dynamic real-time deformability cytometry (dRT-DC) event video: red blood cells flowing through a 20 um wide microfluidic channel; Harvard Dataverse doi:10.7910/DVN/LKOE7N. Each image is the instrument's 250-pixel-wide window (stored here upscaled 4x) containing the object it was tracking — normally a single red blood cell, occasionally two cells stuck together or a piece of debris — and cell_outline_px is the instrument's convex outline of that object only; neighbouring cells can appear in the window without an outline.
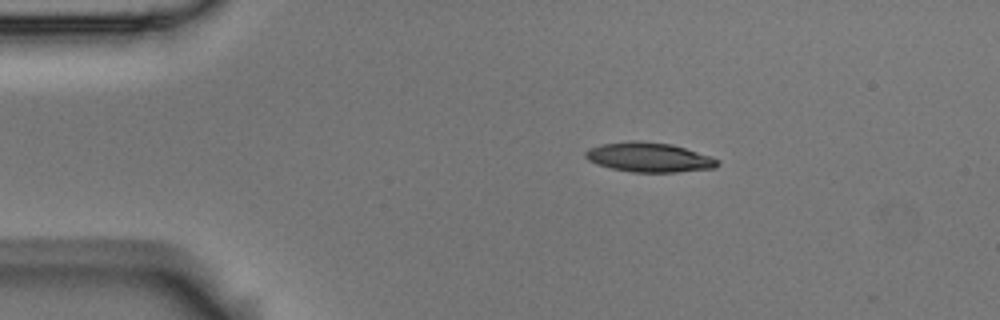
{"species": "Egyptian fruit bat (a non-hibernating species)", "species_latin": "Rousettus aegyptiacus", "temperature_condition": "room temperature", "stored_images_in_passage": 7, "camera_frame_rate_fps": 3000, "um_per_image_px": 0.085, "animal": {"sex": "male"}, "frame": {"image": 1, "passage_image": 2, "time_ms": 0.333, "image_size_px": [1000, 320], "cell_outline_px": [[720, 164], [716, 168], [676, 172], [632, 172], [612, 168], [596, 164], [588, 160], [584, 156], [584, 152], [588, 148], [600, 144], [628, 140], [640, 140], [672, 144], [712, 156], [720, 160]], "centroid_in_image_um": [55.17, 13.36], "position_along_channel_um": 29.8, "area_um2": 23.12}}
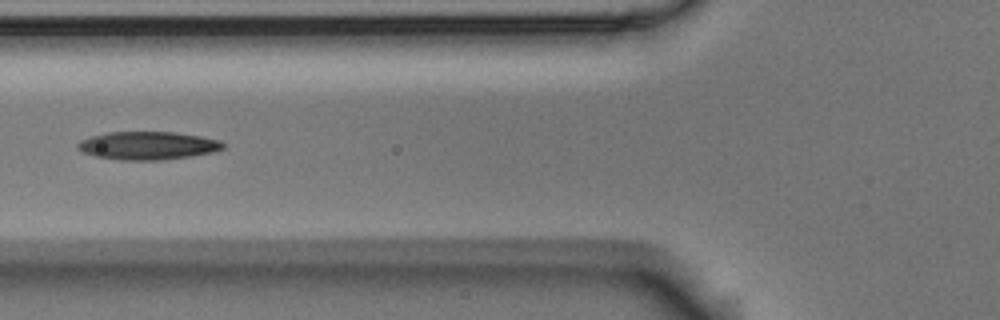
{"frame": {"image": 2, "passage_image": 5, "time_ms": 1.333, "image_size_px": [1000, 320], "cell_outline_px": [[224, 148], [212, 152], [192, 156], [160, 160], [120, 160], [96, 156], [80, 152], [76, 148], [76, 144], [80, 140], [92, 136], [108, 132], [172, 132], [200, 136], [220, 140], [224, 144]], "centroid_in_image_um": [12.52, 12.38], "position_along_channel_um": 113.3, "area_um2": 23.81}}
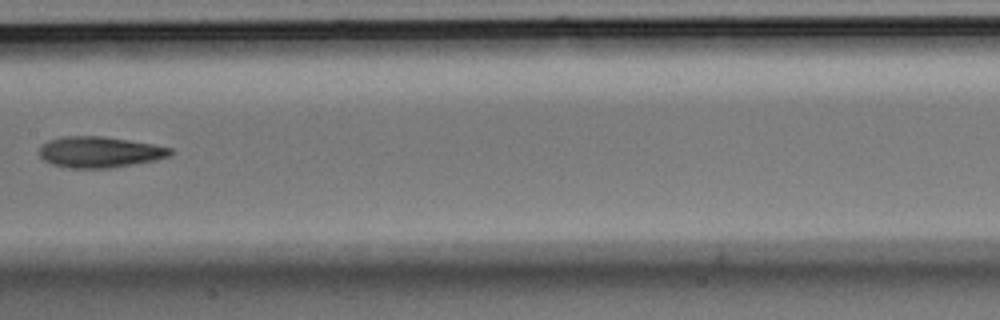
{"frame": {"image": 3, "passage_image": 7, "time_ms": 2.0, "image_size_px": [1000, 320], "cell_outline_px": [[172, 152], [168, 156], [156, 160], [108, 168], [68, 168], [52, 164], [44, 160], [40, 156], [40, 148], [48, 140], [64, 136], [104, 136], [152, 144], [172, 148]], "centroid_in_image_um": [8.45, 12.92], "position_along_channel_um": 198.9, "area_um2": 23.47}}